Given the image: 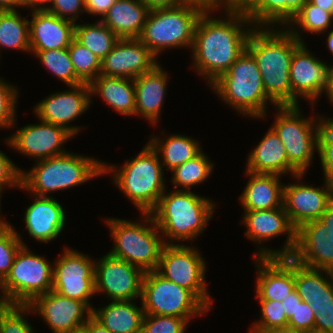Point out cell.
I'll return each instance as SVG.
<instances>
[{
	"label": "cell",
	"mask_w": 333,
	"mask_h": 333,
	"mask_svg": "<svg viewBox=\"0 0 333 333\" xmlns=\"http://www.w3.org/2000/svg\"><path fill=\"white\" fill-rule=\"evenodd\" d=\"M32 195L34 201L26 208L23 217L25 229L37 242H52L65 228V209L53 196Z\"/></svg>",
	"instance_id": "25"
},
{
	"label": "cell",
	"mask_w": 333,
	"mask_h": 333,
	"mask_svg": "<svg viewBox=\"0 0 333 333\" xmlns=\"http://www.w3.org/2000/svg\"><path fill=\"white\" fill-rule=\"evenodd\" d=\"M249 179L238 200L243 210H269L283 206L284 184L280 175L252 173L245 170Z\"/></svg>",
	"instance_id": "29"
},
{
	"label": "cell",
	"mask_w": 333,
	"mask_h": 333,
	"mask_svg": "<svg viewBox=\"0 0 333 333\" xmlns=\"http://www.w3.org/2000/svg\"><path fill=\"white\" fill-rule=\"evenodd\" d=\"M14 85L0 77V129L16 128L19 91Z\"/></svg>",
	"instance_id": "44"
},
{
	"label": "cell",
	"mask_w": 333,
	"mask_h": 333,
	"mask_svg": "<svg viewBox=\"0 0 333 333\" xmlns=\"http://www.w3.org/2000/svg\"><path fill=\"white\" fill-rule=\"evenodd\" d=\"M301 300L302 298L300 297V295L297 293L296 290L288 294L285 299H282L281 302L283 304L287 320H289L295 314L296 304Z\"/></svg>",
	"instance_id": "53"
},
{
	"label": "cell",
	"mask_w": 333,
	"mask_h": 333,
	"mask_svg": "<svg viewBox=\"0 0 333 333\" xmlns=\"http://www.w3.org/2000/svg\"><path fill=\"white\" fill-rule=\"evenodd\" d=\"M295 290L310 306L333 305V272L295 262Z\"/></svg>",
	"instance_id": "32"
},
{
	"label": "cell",
	"mask_w": 333,
	"mask_h": 333,
	"mask_svg": "<svg viewBox=\"0 0 333 333\" xmlns=\"http://www.w3.org/2000/svg\"><path fill=\"white\" fill-rule=\"evenodd\" d=\"M28 306L41 316L52 333H68L84 326L92 315V310L83 301L52 290L37 296Z\"/></svg>",
	"instance_id": "20"
},
{
	"label": "cell",
	"mask_w": 333,
	"mask_h": 333,
	"mask_svg": "<svg viewBox=\"0 0 333 333\" xmlns=\"http://www.w3.org/2000/svg\"><path fill=\"white\" fill-rule=\"evenodd\" d=\"M218 19L204 11L194 33L192 67L210 86L245 52L254 25L242 11L230 8ZM246 27V28H245Z\"/></svg>",
	"instance_id": "1"
},
{
	"label": "cell",
	"mask_w": 333,
	"mask_h": 333,
	"mask_svg": "<svg viewBox=\"0 0 333 333\" xmlns=\"http://www.w3.org/2000/svg\"><path fill=\"white\" fill-rule=\"evenodd\" d=\"M74 38L99 60H102L120 39L100 19L95 23H76Z\"/></svg>",
	"instance_id": "36"
},
{
	"label": "cell",
	"mask_w": 333,
	"mask_h": 333,
	"mask_svg": "<svg viewBox=\"0 0 333 333\" xmlns=\"http://www.w3.org/2000/svg\"><path fill=\"white\" fill-rule=\"evenodd\" d=\"M157 64L152 70L134 79L135 116H142L153 126H157L169 82V75ZM156 124V125H155Z\"/></svg>",
	"instance_id": "26"
},
{
	"label": "cell",
	"mask_w": 333,
	"mask_h": 333,
	"mask_svg": "<svg viewBox=\"0 0 333 333\" xmlns=\"http://www.w3.org/2000/svg\"><path fill=\"white\" fill-rule=\"evenodd\" d=\"M290 258L309 268L333 271V232L319 219L301 225Z\"/></svg>",
	"instance_id": "22"
},
{
	"label": "cell",
	"mask_w": 333,
	"mask_h": 333,
	"mask_svg": "<svg viewBox=\"0 0 333 333\" xmlns=\"http://www.w3.org/2000/svg\"><path fill=\"white\" fill-rule=\"evenodd\" d=\"M261 314L249 328V332L287 329L288 320L281 301L257 300Z\"/></svg>",
	"instance_id": "42"
},
{
	"label": "cell",
	"mask_w": 333,
	"mask_h": 333,
	"mask_svg": "<svg viewBox=\"0 0 333 333\" xmlns=\"http://www.w3.org/2000/svg\"><path fill=\"white\" fill-rule=\"evenodd\" d=\"M209 87L224 104L246 118L263 120L267 105L277 106L266 95L256 61L247 50Z\"/></svg>",
	"instance_id": "6"
},
{
	"label": "cell",
	"mask_w": 333,
	"mask_h": 333,
	"mask_svg": "<svg viewBox=\"0 0 333 333\" xmlns=\"http://www.w3.org/2000/svg\"><path fill=\"white\" fill-rule=\"evenodd\" d=\"M89 85L91 97L100 96L118 114L125 117L135 116L136 99L133 79L100 74Z\"/></svg>",
	"instance_id": "31"
},
{
	"label": "cell",
	"mask_w": 333,
	"mask_h": 333,
	"mask_svg": "<svg viewBox=\"0 0 333 333\" xmlns=\"http://www.w3.org/2000/svg\"><path fill=\"white\" fill-rule=\"evenodd\" d=\"M50 0H22L23 8L27 9H45Z\"/></svg>",
	"instance_id": "59"
},
{
	"label": "cell",
	"mask_w": 333,
	"mask_h": 333,
	"mask_svg": "<svg viewBox=\"0 0 333 333\" xmlns=\"http://www.w3.org/2000/svg\"><path fill=\"white\" fill-rule=\"evenodd\" d=\"M53 264L22 246L9 274L0 283V301L9 305H29L37 296L51 291Z\"/></svg>",
	"instance_id": "10"
},
{
	"label": "cell",
	"mask_w": 333,
	"mask_h": 333,
	"mask_svg": "<svg viewBox=\"0 0 333 333\" xmlns=\"http://www.w3.org/2000/svg\"><path fill=\"white\" fill-rule=\"evenodd\" d=\"M318 156L324 181L333 186V118L325 117L318 137Z\"/></svg>",
	"instance_id": "45"
},
{
	"label": "cell",
	"mask_w": 333,
	"mask_h": 333,
	"mask_svg": "<svg viewBox=\"0 0 333 333\" xmlns=\"http://www.w3.org/2000/svg\"><path fill=\"white\" fill-rule=\"evenodd\" d=\"M1 199H2V195L0 194V224L5 223L7 220H4L1 214Z\"/></svg>",
	"instance_id": "66"
},
{
	"label": "cell",
	"mask_w": 333,
	"mask_h": 333,
	"mask_svg": "<svg viewBox=\"0 0 333 333\" xmlns=\"http://www.w3.org/2000/svg\"><path fill=\"white\" fill-rule=\"evenodd\" d=\"M255 264L257 300L282 301L295 290V261L290 257L252 258Z\"/></svg>",
	"instance_id": "23"
},
{
	"label": "cell",
	"mask_w": 333,
	"mask_h": 333,
	"mask_svg": "<svg viewBox=\"0 0 333 333\" xmlns=\"http://www.w3.org/2000/svg\"><path fill=\"white\" fill-rule=\"evenodd\" d=\"M258 143L247 157L246 171L280 176L289 173L292 177L299 174L289 164L285 147L271 126Z\"/></svg>",
	"instance_id": "28"
},
{
	"label": "cell",
	"mask_w": 333,
	"mask_h": 333,
	"mask_svg": "<svg viewBox=\"0 0 333 333\" xmlns=\"http://www.w3.org/2000/svg\"><path fill=\"white\" fill-rule=\"evenodd\" d=\"M145 272L107 253L95 259V291L111 301L141 299Z\"/></svg>",
	"instance_id": "15"
},
{
	"label": "cell",
	"mask_w": 333,
	"mask_h": 333,
	"mask_svg": "<svg viewBox=\"0 0 333 333\" xmlns=\"http://www.w3.org/2000/svg\"><path fill=\"white\" fill-rule=\"evenodd\" d=\"M183 3L202 8L204 11L220 12L232 8L233 0H183ZM223 9V10H222Z\"/></svg>",
	"instance_id": "51"
},
{
	"label": "cell",
	"mask_w": 333,
	"mask_h": 333,
	"mask_svg": "<svg viewBox=\"0 0 333 333\" xmlns=\"http://www.w3.org/2000/svg\"><path fill=\"white\" fill-rule=\"evenodd\" d=\"M135 333H150V332L144 325H142Z\"/></svg>",
	"instance_id": "65"
},
{
	"label": "cell",
	"mask_w": 333,
	"mask_h": 333,
	"mask_svg": "<svg viewBox=\"0 0 333 333\" xmlns=\"http://www.w3.org/2000/svg\"><path fill=\"white\" fill-rule=\"evenodd\" d=\"M254 27L246 50L261 73L266 95L277 105H292L290 67L295 49L301 42L287 29Z\"/></svg>",
	"instance_id": "2"
},
{
	"label": "cell",
	"mask_w": 333,
	"mask_h": 333,
	"mask_svg": "<svg viewBox=\"0 0 333 333\" xmlns=\"http://www.w3.org/2000/svg\"><path fill=\"white\" fill-rule=\"evenodd\" d=\"M249 333H300V332H294L288 329H280V330H268L265 332H249Z\"/></svg>",
	"instance_id": "62"
},
{
	"label": "cell",
	"mask_w": 333,
	"mask_h": 333,
	"mask_svg": "<svg viewBox=\"0 0 333 333\" xmlns=\"http://www.w3.org/2000/svg\"><path fill=\"white\" fill-rule=\"evenodd\" d=\"M162 132L164 136L161 134H159L160 137L158 135H151L148 143L157 152L163 169L166 172L170 170L171 173L176 167L193 159L203 150L199 140H195V138L192 139V137L183 134L167 136L164 131Z\"/></svg>",
	"instance_id": "34"
},
{
	"label": "cell",
	"mask_w": 333,
	"mask_h": 333,
	"mask_svg": "<svg viewBox=\"0 0 333 333\" xmlns=\"http://www.w3.org/2000/svg\"><path fill=\"white\" fill-rule=\"evenodd\" d=\"M20 7L23 8L22 0H0V11H14Z\"/></svg>",
	"instance_id": "58"
},
{
	"label": "cell",
	"mask_w": 333,
	"mask_h": 333,
	"mask_svg": "<svg viewBox=\"0 0 333 333\" xmlns=\"http://www.w3.org/2000/svg\"><path fill=\"white\" fill-rule=\"evenodd\" d=\"M52 291L83 301L92 310L90 300L96 295L95 259L74 248H63L53 264Z\"/></svg>",
	"instance_id": "14"
},
{
	"label": "cell",
	"mask_w": 333,
	"mask_h": 333,
	"mask_svg": "<svg viewBox=\"0 0 333 333\" xmlns=\"http://www.w3.org/2000/svg\"><path fill=\"white\" fill-rule=\"evenodd\" d=\"M29 19L31 51L68 48L75 37L76 23L51 14L45 9H32Z\"/></svg>",
	"instance_id": "24"
},
{
	"label": "cell",
	"mask_w": 333,
	"mask_h": 333,
	"mask_svg": "<svg viewBox=\"0 0 333 333\" xmlns=\"http://www.w3.org/2000/svg\"><path fill=\"white\" fill-rule=\"evenodd\" d=\"M22 169L12 161L6 153L0 150V194L13 188H20V176Z\"/></svg>",
	"instance_id": "48"
},
{
	"label": "cell",
	"mask_w": 333,
	"mask_h": 333,
	"mask_svg": "<svg viewBox=\"0 0 333 333\" xmlns=\"http://www.w3.org/2000/svg\"><path fill=\"white\" fill-rule=\"evenodd\" d=\"M30 313L28 305L6 304L0 310V333H36L27 318Z\"/></svg>",
	"instance_id": "43"
},
{
	"label": "cell",
	"mask_w": 333,
	"mask_h": 333,
	"mask_svg": "<svg viewBox=\"0 0 333 333\" xmlns=\"http://www.w3.org/2000/svg\"><path fill=\"white\" fill-rule=\"evenodd\" d=\"M315 313L314 328L333 333V305L311 306Z\"/></svg>",
	"instance_id": "50"
},
{
	"label": "cell",
	"mask_w": 333,
	"mask_h": 333,
	"mask_svg": "<svg viewBox=\"0 0 333 333\" xmlns=\"http://www.w3.org/2000/svg\"><path fill=\"white\" fill-rule=\"evenodd\" d=\"M272 128L285 147L289 164L299 173L306 174L318 152V137L325 116L313 114L304 117L300 105L276 106ZM306 172V173H305Z\"/></svg>",
	"instance_id": "9"
},
{
	"label": "cell",
	"mask_w": 333,
	"mask_h": 333,
	"mask_svg": "<svg viewBox=\"0 0 333 333\" xmlns=\"http://www.w3.org/2000/svg\"><path fill=\"white\" fill-rule=\"evenodd\" d=\"M140 300L145 314L178 316L188 322L209 312L190 290L166 280L156 271L145 272Z\"/></svg>",
	"instance_id": "11"
},
{
	"label": "cell",
	"mask_w": 333,
	"mask_h": 333,
	"mask_svg": "<svg viewBox=\"0 0 333 333\" xmlns=\"http://www.w3.org/2000/svg\"><path fill=\"white\" fill-rule=\"evenodd\" d=\"M116 0H85V14L104 16Z\"/></svg>",
	"instance_id": "52"
},
{
	"label": "cell",
	"mask_w": 333,
	"mask_h": 333,
	"mask_svg": "<svg viewBox=\"0 0 333 333\" xmlns=\"http://www.w3.org/2000/svg\"><path fill=\"white\" fill-rule=\"evenodd\" d=\"M30 53L35 54V57L41 61V64L68 87L84 83L75 74L68 48L30 51Z\"/></svg>",
	"instance_id": "39"
},
{
	"label": "cell",
	"mask_w": 333,
	"mask_h": 333,
	"mask_svg": "<svg viewBox=\"0 0 333 333\" xmlns=\"http://www.w3.org/2000/svg\"><path fill=\"white\" fill-rule=\"evenodd\" d=\"M166 192L150 212L165 244L193 242L212 220L216 202L193 191Z\"/></svg>",
	"instance_id": "3"
},
{
	"label": "cell",
	"mask_w": 333,
	"mask_h": 333,
	"mask_svg": "<svg viewBox=\"0 0 333 333\" xmlns=\"http://www.w3.org/2000/svg\"><path fill=\"white\" fill-rule=\"evenodd\" d=\"M113 173V174H112ZM164 169L157 152L147 142L135 157L118 169L103 162V175L111 174L114 186L139 210L150 213L166 190Z\"/></svg>",
	"instance_id": "5"
},
{
	"label": "cell",
	"mask_w": 333,
	"mask_h": 333,
	"mask_svg": "<svg viewBox=\"0 0 333 333\" xmlns=\"http://www.w3.org/2000/svg\"><path fill=\"white\" fill-rule=\"evenodd\" d=\"M18 11H0V54L5 48L26 53L31 51L29 18H23Z\"/></svg>",
	"instance_id": "35"
},
{
	"label": "cell",
	"mask_w": 333,
	"mask_h": 333,
	"mask_svg": "<svg viewBox=\"0 0 333 333\" xmlns=\"http://www.w3.org/2000/svg\"><path fill=\"white\" fill-rule=\"evenodd\" d=\"M45 8L51 14L70 20L74 23L85 13V0H50Z\"/></svg>",
	"instance_id": "47"
},
{
	"label": "cell",
	"mask_w": 333,
	"mask_h": 333,
	"mask_svg": "<svg viewBox=\"0 0 333 333\" xmlns=\"http://www.w3.org/2000/svg\"><path fill=\"white\" fill-rule=\"evenodd\" d=\"M149 11L140 0H116L100 20L119 38H138Z\"/></svg>",
	"instance_id": "30"
},
{
	"label": "cell",
	"mask_w": 333,
	"mask_h": 333,
	"mask_svg": "<svg viewBox=\"0 0 333 333\" xmlns=\"http://www.w3.org/2000/svg\"><path fill=\"white\" fill-rule=\"evenodd\" d=\"M149 9L169 8L183 4V0H140Z\"/></svg>",
	"instance_id": "54"
},
{
	"label": "cell",
	"mask_w": 333,
	"mask_h": 333,
	"mask_svg": "<svg viewBox=\"0 0 333 333\" xmlns=\"http://www.w3.org/2000/svg\"><path fill=\"white\" fill-rule=\"evenodd\" d=\"M308 0H233L232 8L246 14L254 27L286 26Z\"/></svg>",
	"instance_id": "27"
},
{
	"label": "cell",
	"mask_w": 333,
	"mask_h": 333,
	"mask_svg": "<svg viewBox=\"0 0 333 333\" xmlns=\"http://www.w3.org/2000/svg\"><path fill=\"white\" fill-rule=\"evenodd\" d=\"M204 10L183 3L149 11L138 39L158 58L166 49H192L197 22ZM191 48V49H190Z\"/></svg>",
	"instance_id": "8"
},
{
	"label": "cell",
	"mask_w": 333,
	"mask_h": 333,
	"mask_svg": "<svg viewBox=\"0 0 333 333\" xmlns=\"http://www.w3.org/2000/svg\"><path fill=\"white\" fill-rule=\"evenodd\" d=\"M319 220L333 232V196Z\"/></svg>",
	"instance_id": "57"
},
{
	"label": "cell",
	"mask_w": 333,
	"mask_h": 333,
	"mask_svg": "<svg viewBox=\"0 0 333 333\" xmlns=\"http://www.w3.org/2000/svg\"><path fill=\"white\" fill-rule=\"evenodd\" d=\"M135 300H116L101 308H92V316L111 333H135L142 325L144 309Z\"/></svg>",
	"instance_id": "33"
},
{
	"label": "cell",
	"mask_w": 333,
	"mask_h": 333,
	"mask_svg": "<svg viewBox=\"0 0 333 333\" xmlns=\"http://www.w3.org/2000/svg\"><path fill=\"white\" fill-rule=\"evenodd\" d=\"M326 35H328L326 38L327 49L333 55V29H330L329 32L327 31Z\"/></svg>",
	"instance_id": "61"
},
{
	"label": "cell",
	"mask_w": 333,
	"mask_h": 333,
	"mask_svg": "<svg viewBox=\"0 0 333 333\" xmlns=\"http://www.w3.org/2000/svg\"><path fill=\"white\" fill-rule=\"evenodd\" d=\"M6 304L0 301V310L5 306Z\"/></svg>",
	"instance_id": "67"
},
{
	"label": "cell",
	"mask_w": 333,
	"mask_h": 333,
	"mask_svg": "<svg viewBox=\"0 0 333 333\" xmlns=\"http://www.w3.org/2000/svg\"><path fill=\"white\" fill-rule=\"evenodd\" d=\"M205 152L201 151L193 159L186 161L181 166L172 170L171 185L174 190L192 191L195 185H202L210 178L214 164Z\"/></svg>",
	"instance_id": "38"
},
{
	"label": "cell",
	"mask_w": 333,
	"mask_h": 333,
	"mask_svg": "<svg viewBox=\"0 0 333 333\" xmlns=\"http://www.w3.org/2000/svg\"><path fill=\"white\" fill-rule=\"evenodd\" d=\"M39 122L16 129L4 139L7 147L36 161L67 153L64 145L74 136L64 127L40 119Z\"/></svg>",
	"instance_id": "16"
},
{
	"label": "cell",
	"mask_w": 333,
	"mask_h": 333,
	"mask_svg": "<svg viewBox=\"0 0 333 333\" xmlns=\"http://www.w3.org/2000/svg\"><path fill=\"white\" fill-rule=\"evenodd\" d=\"M333 14L322 9L309 0L304 4L301 11L293 18L286 28L301 42L305 43L302 32L320 35L332 29Z\"/></svg>",
	"instance_id": "37"
},
{
	"label": "cell",
	"mask_w": 333,
	"mask_h": 333,
	"mask_svg": "<svg viewBox=\"0 0 333 333\" xmlns=\"http://www.w3.org/2000/svg\"><path fill=\"white\" fill-rule=\"evenodd\" d=\"M241 223L246 227L245 236L258 244L253 258L290 257L296 245V229L289 221L284 205L269 210H244ZM286 235L281 249H271L263 245L277 236Z\"/></svg>",
	"instance_id": "13"
},
{
	"label": "cell",
	"mask_w": 333,
	"mask_h": 333,
	"mask_svg": "<svg viewBox=\"0 0 333 333\" xmlns=\"http://www.w3.org/2000/svg\"><path fill=\"white\" fill-rule=\"evenodd\" d=\"M103 162L93 156L73 152L35 161L30 170L21 171L20 190L50 197L53 192H63L104 176Z\"/></svg>",
	"instance_id": "4"
},
{
	"label": "cell",
	"mask_w": 333,
	"mask_h": 333,
	"mask_svg": "<svg viewBox=\"0 0 333 333\" xmlns=\"http://www.w3.org/2000/svg\"><path fill=\"white\" fill-rule=\"evenodd\" d=\"M315 313L306 301L297 302L295 314L288 320L287 329L303 332L314 328Z\"/></svg>",
	"instance_id": "49"
},
{
	"label": "cell",
	"mask_w": 333,
	"mask_h": 333,
	"mask_svg": "<svg viewBox=\"0 0 333 333\" xmlns=\"http://www.w3.org/2000/svg\"><path fill=\"white\" fill-rule=\"evenodd\" d=\"M316 56L308 50L306 43H301L293 53L290 67L292 105H301L299 100L304 99L313 108L322 97L330 65Z\"/></svg>",
	"instance_id": "19"
},
{
	"label": "cell",
	"mask_w": 333,
	"mask_h": 333,
	"mask_svg": "<svg viewBox=\"0 0 333 333\" xmlns=\"http://www.w3.org/2000/svg\"><path fill=\"white\" fill-rule=\"evenodd\" d=\"M205 258L194 245L165 244L156 272L166 280L190 290L209 310L213 299L208 291Z\"/></svg>",
	"instance_id": "12"
},
{
	"label": "cell",
	"mask_w": 333,
	"mask_h": 333,
	"mask_svg": "<svg viewBox=\"0 0 333 333\" xmlns=\"http://www.w3.org/2000/svg\"><path fill=\"white\" fill-rule=\"evenodd\" d=\"M327 96L328 102L333 103V64L329 66L325 88L322 92Z\"/></svg>",
	"instance_id": "56"
},
{
	"label": "cell",
	"mask_w": 333,
	"mask_h": 333,
	"mask_svg": "<svg viewBox=\"0 0 333 333\" xmlns=\"http://www.w3.org/2000/svg\"><path fill=\"white\" fill-rule=\"evenodd\" d=\"M88 333H111L104 325L97 321L92 315L84 325Z\"/></svg>",
	"instance_id": "55"
},
{
	"label": "cell",
	"mask_w": 333,
	"mask_h": 333,
	"mask_svg": "<svg viewBox=\"0 0 333 333\" xmlns=\"http://www.w3.org/2000/svg\"><path fill=\"white\" fill-rule=\"evenodd\" d=\"M312 4L321 7L333 14V0H309Z\"/></svg>",
	"instance_id": "60"
},
{
	"label": "cell",
	"mask_w": 333,
	"mask_h": 333,
	"mask_svg": "<svg viewBox=\"0 0 333 333\" xmlns=\"http://www.w3.org/2000/svg\"><path fill=\"white\" fill-rule=\"evenodd\" d=\"M68 50L75 74L84 83L90 84L100 75L101 60L75 38L68 47Z\"/></svg>",
	"instance_id": "40"
},
{
	"label": "cell",
	"mask_w": 333,
	"mask_h": 333,
	"mask_svg": "<svg viewBox=\"0 0 333 333\" xmlns=\"http://www.w3.org/2000/svg\"><path fill=\"white\" fill-rule=\"evenodd\" d=\"M141 214L137 222L115 217L104 220L114 242L108 253L144 272L156 271L165 242L152 215Z\"/></svg>",
	"instance_id": "7"
},
{
	"label": "cell",
	"mask_w": 333,
	"mask_h": 333,
	"mask_svg": "<svg viewBox=\"0 0 333 333\" xmlns=\"http://www.w3.org/2000/svg\"><path fill=\"white\" fill-rule=\"evenodd\" d=\"M92 100L90 85L82 83L69 86L67 91H58L46 96L35 105L33 113L38 119L64 127L75 136L83 127L74 126L71 122L89 111Z\"/></svg>",
	"instance_id": "17"
},
{
	"label": "cell",
	"mask_w": 333,
	"mask_h": 333,
	"mask_svg": "<svg viewBox=\"0 0 333 333\" xmlns=\"http://www.w3.org/2000/svg\"><path fill=\"white\" fill-rule=\"evenodd\" d=\"M159 63L157 57L138 38H120L101 60L100 74L134 80Z\"/></svg>",
	"instance_id": "21"
},
{
	"label": "cell",
	"mask_w": 333,
	"mask_h": 333,
	"mask_svg": "<svg viewBox=\"0 0 333 333\" xmlns=\"http://www.w3.org/2000/svg\"><path fill=\"white\" fill-rule=\"evenodd\" d=\"M301 333H328V332H324L322 330H318V329L313 328V329H310V330H307V331H303Z\"/></svg>",
	"instance_id": "64"
},
{
	"label": "cell",
	"mask_w": 333,
	"mask_h": 333,
	"mask_svg": "<svg viewBox=\"0 0 333 333\" xmlns=\"http://www.w3.org/2000/svg\"><path fill=\"white\" fill-rule=\"evenodd\" d=\"M306 174L293 176L296 183L284 184L283 205L295 229L309 221L320 219L333 196V186L324 181L323 186L305 184Z\"/></svg>",
	"instance_id": "18"
},
{
	"label": "cell",
	"mask_w": 333,
	"mask_h": 333,
	"mask_svg": "<svg viewBox=\"0 0 333 333\" xmlns=\"http://www.w3.org/2000/svg\"><path fill=\"white\" fill-rule=\"evenodd\" d=\"M68 333H88V330L85 326H81L77 329H74L72 331H69Z\"/></svg>",
	"instance_id": "63"
},
{
	"label": "cell",
	"mask_w": 333,
	"mask_h": 333,
	"mask_svg": "<svg viewBox=\"0 0 333 333\" xmlns=\"http://www.w3.org/2000/svg\"><path fill=\"white\" fill-rule=\"evenodd\" d=\"M143 325L150 333H185L189 322L178 316L145 314Z\"/></svg>",
	"instance_id": "46"
},
{
	"label": "cell",
	"mask_w": 333,
	"mask_h": 333,
	"mask_svg": "<svg viewBox=\"0 0 333 333\" xmlns=\"http://www.w3.org/2000/svg\"><path fill=\"white\" fill-rule=\"evenodd\" d=\"M22 246H27L9 221L0 224V283L6 278L14 258Z\"/></svg>",
	"instance_id": "41"
}]
</instances>
